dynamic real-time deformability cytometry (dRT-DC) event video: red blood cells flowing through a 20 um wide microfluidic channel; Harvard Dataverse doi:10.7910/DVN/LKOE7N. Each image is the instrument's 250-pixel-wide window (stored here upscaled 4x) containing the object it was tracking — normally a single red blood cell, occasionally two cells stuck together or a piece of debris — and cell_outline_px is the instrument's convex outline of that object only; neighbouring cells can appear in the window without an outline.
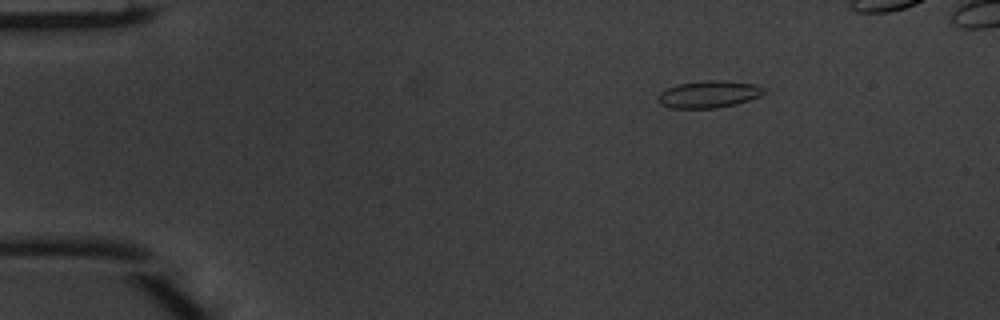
{"species": "common noctule bat (a hibernating species)", "species_latin": "Nyctalus noctula", "temperature_condition": "warm", "stored_images_in_passage": 5, "camera_frame_rate_fps": 3000, "um_per_image_px": 0.085, "animal": {"sex": "male", "body_mass_g": 20.1, "forearm_length_mm": 53.5}, "frame": {"image": 1, "passage_image": 2, "time_ms": 0.333, "image_size_px": [1000, 320], "cell_outline_px": [[764, 92], [760, 96], [736, 104], [716, 108], [672, 108], [660, 104], [656, 100], [656, 96], [660, 92], [676, 84], [704, 80], [724, 80], [756, 84], [764, 88]], "centroid_in_image_um": [60.21, 8.0], "position_along_channel_um": 24.8, "area_um2": 16.88}}